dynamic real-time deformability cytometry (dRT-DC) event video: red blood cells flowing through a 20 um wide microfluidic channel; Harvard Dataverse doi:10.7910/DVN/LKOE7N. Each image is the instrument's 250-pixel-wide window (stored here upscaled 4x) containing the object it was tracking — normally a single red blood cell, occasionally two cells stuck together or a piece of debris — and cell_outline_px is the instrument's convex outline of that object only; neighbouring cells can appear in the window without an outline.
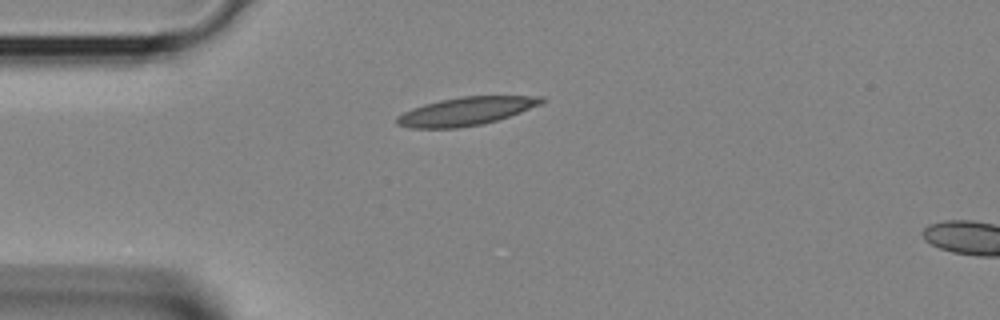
{"species": "Egyptian fruit bat (a non-hibernating species)", "species_latin": "Rousettus aegyptiacus", "temperature_condition": "room temperature", "stored_images_in_passage": 3, "camera_frame_rate_fps": 3000, "um_per_image_px": 0.085, "animal": {"sex": "female"}, "frame": {"image": 1, "passage_image": 1, "time_ms": 0.0, "image_size_px": [1000, 320], "cell_outline_px": [[544, 100], [540, 104], [520, 112], [484, 124], [456, 128], [408, 128], [396, 124], [396, 116], [412, 108], [424, 104], [440, 100], [460, 96], [544, 96]], "centroid_in_image_um": [39.56, 9.46], "position_along_channel_um": 45.4, "area_um2": 23.7}}